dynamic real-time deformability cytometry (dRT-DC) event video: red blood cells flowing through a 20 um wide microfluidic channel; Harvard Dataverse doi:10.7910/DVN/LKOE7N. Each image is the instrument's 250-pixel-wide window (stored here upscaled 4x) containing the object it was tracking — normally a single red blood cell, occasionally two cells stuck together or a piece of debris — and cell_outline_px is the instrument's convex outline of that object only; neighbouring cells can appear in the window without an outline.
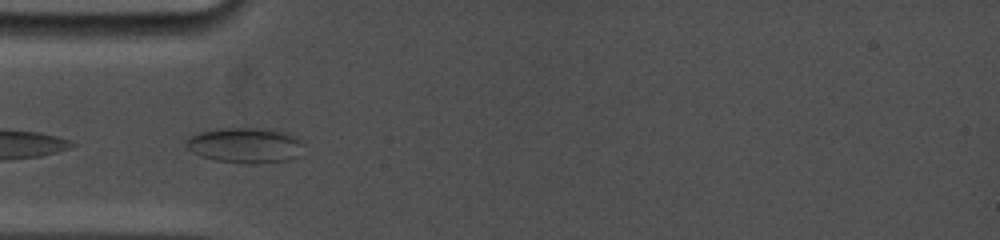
{"species": "common noctule bat (a hibernating species)", "species_latin": "Nyctalus noctula", "temperature_condition": "cold", "stored_images_in_passage": 14, "camera_frame_rate_fps": 5000, "um_per_image_px": 0.085, "animal": {"sex": "female", "body_mass_g": 19.0, "forearm_length_mm": 53.3}, "frame": {"image": 1, "passage_image": 3, "time_ms": 0.4, "image_size_px": [1000, 240], "cell_outline_px": [[300, 144], [292, 156], [288, 160], [260, 164], [248, 164], [216, 160], [200, 156], [192, 152], [184, 144], [184, 140], [188, 136], [200, 132], [220, 128], [260, 128], [288, 132], [296, 136], [300, 140]], "centroid_in_image_um": [20.73, 12.34], "position_along_channel_um": 64.3, "area_um2": 23.99}}
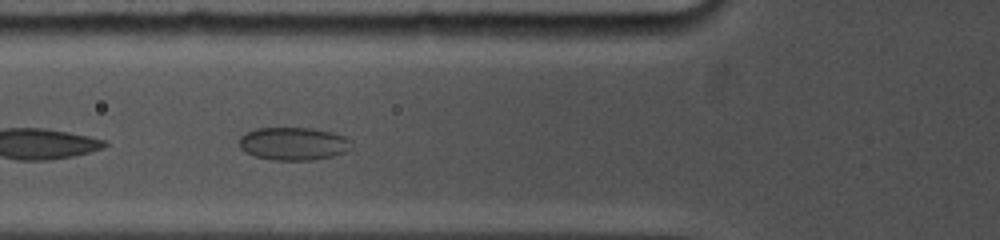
{"frame": {"image": 2, "passage_image": 8, "time_ms": 1.4, "image_size_px": [1000, 240], "cell_outline_px": [[352, 148], [344, 152], [332, 156], [312, 160], [272, 160], [252, 156], [244, 152], [240, 148], [240, 136], [256, 128], [312, 128], [332, 132], [344, 136], [352, 140]], "centroid_in_image_um": [24.94, 12.22], "position_along_channel_um": 100.9, "area_um2": 21.73}}